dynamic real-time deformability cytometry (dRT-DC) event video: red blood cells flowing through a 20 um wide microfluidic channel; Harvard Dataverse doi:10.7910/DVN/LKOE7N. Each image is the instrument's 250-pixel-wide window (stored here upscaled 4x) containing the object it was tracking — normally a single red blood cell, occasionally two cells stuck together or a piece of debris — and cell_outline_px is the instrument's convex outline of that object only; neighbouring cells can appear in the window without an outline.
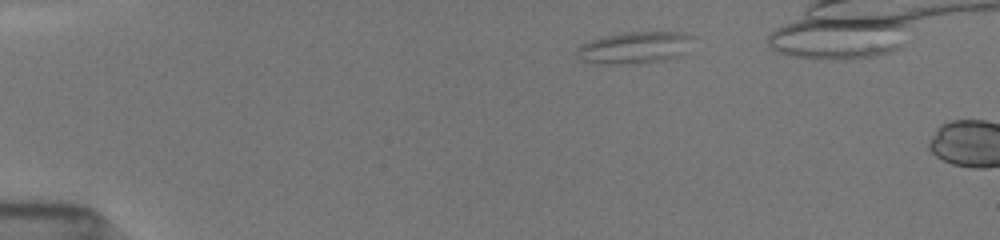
{"species": "common noctule bat (a hibernating species)", "species_latin": "Nyctalus noctula", "temperature_condition": "room temperature", "stored_images_in_passage": 3, "camera_frame_rate_fps": 3000, "um_per_image_px": 0.085, "animal": {"sex": "female", "body_mass_g": 19.5, "forearm_length_mm": 54.1}, "frame": {"image": 1, "passage_image": 1, "time_ms": 0.0, "image_size_px": [1000, 240], "cell_outline_px": [[692, 36], [680, 56], [664, 60], [584, 60], [576, 56], [580, 48], [584, 44], [592, 40], [604, 36], [624, 32], [680, 32]], "centroid_in_image_um": [54.02, 3.96], "position_along_channel_um": 31.0, "area_um2": 19.36}}